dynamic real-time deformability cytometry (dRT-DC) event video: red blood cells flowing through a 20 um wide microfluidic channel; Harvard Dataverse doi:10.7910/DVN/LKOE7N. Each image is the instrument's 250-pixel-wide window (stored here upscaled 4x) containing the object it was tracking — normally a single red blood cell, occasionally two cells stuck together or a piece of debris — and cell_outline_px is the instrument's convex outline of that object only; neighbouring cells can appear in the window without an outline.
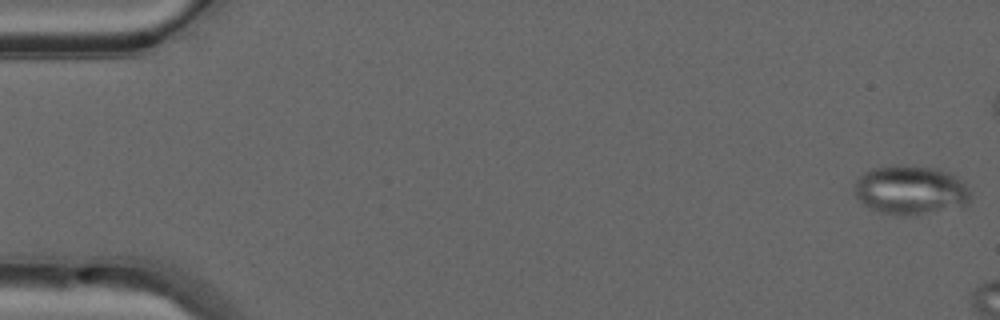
{"species": "common noctule bat (a hibernating species)", "species_latin": "Nyctalus noctula", "temperature_condition": "warm", "stored_images_in_passage": 6, "camera_frame_rate_fps": 3000, "um_per_image_px": 0.085, "animal": {"sex": "male", "forearm_length_mm": 52.5}, "frame": {"image": 1, "passage_image": 1, "time_ms": 0.0, "image_size_px": [1000, 320], "cell_outline_px": [[968, 204], [964, 208], [908, 216], [896, 216], [880, 212], [868, 208], [856, 196], [856, 180], [864, 172], [872, 168], [892, 164], [896, 164], [940, 168], [964, 180], [968, 188]], "centroid_in_image_um": [77.44, 16.16], "position_along_channel_um": 7.6, "area_um2": 33.93}}